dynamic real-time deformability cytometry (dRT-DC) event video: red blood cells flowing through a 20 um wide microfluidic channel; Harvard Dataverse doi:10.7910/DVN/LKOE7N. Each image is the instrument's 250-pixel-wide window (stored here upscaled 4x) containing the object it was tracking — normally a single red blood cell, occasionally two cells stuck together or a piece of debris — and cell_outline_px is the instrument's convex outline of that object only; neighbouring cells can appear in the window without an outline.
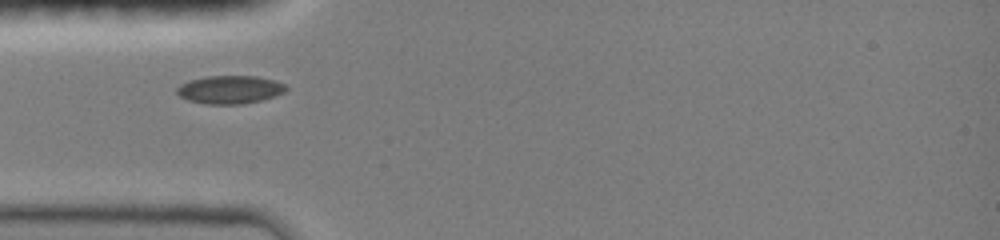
{"species": "common noctule bat (a hibernating species)", "species_latin": "Nyctalus noctula", "temperature_condition": "room temperature", "stored_images_in_passage": 24, "camera_frame_rate_fps": 3000, "um_per_image_px": 0.085, "animal": {"sex": "female", "body_mass_g": 19.0, "forearm_length_mm": 51.5}, "frame": {"image": 1, "passage_image": 1, "time_ms": 0.0, "image_size_px": [1000, 240], "cell_outline_px": [[288, 88], [284, 92], [260, 100], [240, 104], [208, 104], [188, 100], [180, 96], [176, 92], [176, 88], [180, 84], [188, 80], [204, 76], [256, 76], [272, 80], [284, 84]], "centroid_in_image_um": [19.48, 7.6], "position_along_channel_um": 65.5, "area_um2": 17.74}}
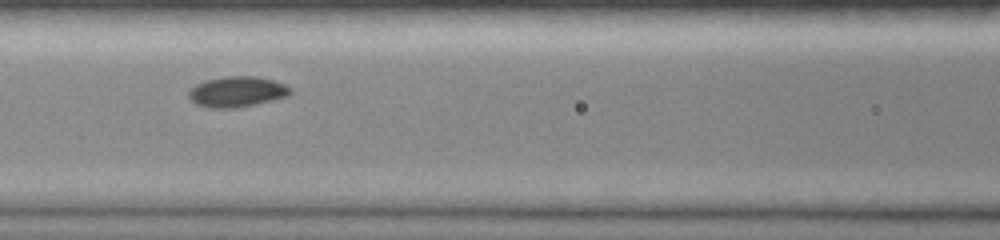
{"frame": {"image": 2, "passage_image": 15, "time_ms": 2.0, "image_size_px": [1000, 240], "cell_outline_px": [[292, 92], [288, 96], [272, 100], [236, 108], [208, 108], [196, 104], [188, 96], [188, 92], [196, 84], [208, 80], [224, 76], [256, 76], [272, 80], [284, 84], [292, 88]], "centroid_in_image_um": [20.15, 7.8], "position_along_channel_um": 146.4, "area_um2": 18.03}}
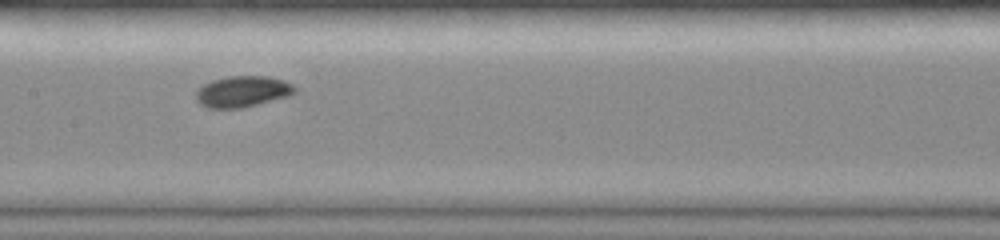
{"frame": {"image": 3, "passage_image": 23, "time_ms": 3.0, "image_size_px": [1000, 240], "cell_outline_px": [[296, 92], [288, 96], [240, 108], [208, 108], [200, 104], [196, 100], [196, 92], [204, 84], [212, 80], [228, 76], [268, 76], [284, 80], [292, 84], [296, 88]], "centroid_in_image_um": [20.61, 7.77], "position_along_channel_um": 186.8, "area_um2": 17.8}}